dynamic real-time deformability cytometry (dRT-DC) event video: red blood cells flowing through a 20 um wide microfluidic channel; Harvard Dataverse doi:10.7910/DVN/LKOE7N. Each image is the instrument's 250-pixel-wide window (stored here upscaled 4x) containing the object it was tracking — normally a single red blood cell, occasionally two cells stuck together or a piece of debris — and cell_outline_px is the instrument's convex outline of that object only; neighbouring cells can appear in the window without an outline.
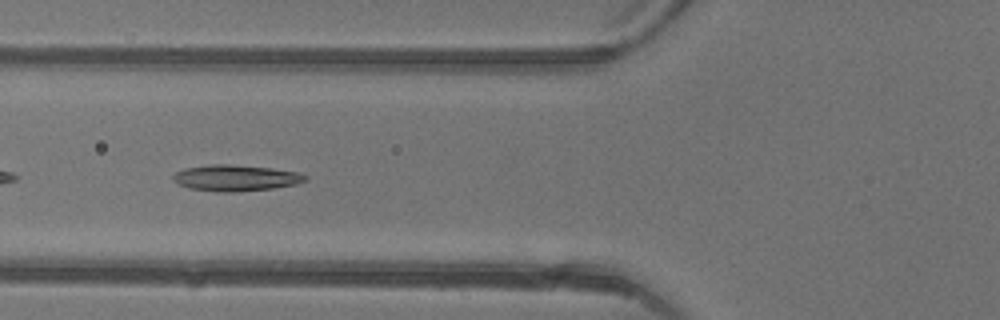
{"species": "common noctule bat (a hibernating species)", "species_latin": "Nyctalus noctula", "temperature_condition": "warm", "stored_images_in_passage": 35, "camera_frame_rate_fps": 3000, "um_per_image_px": 0.085, "animal": {"sex": "female"}, "frame": {"image": 1, "passage_image": 6, "time_ms": 1.667, "image_size_px": [1000, 320], "cell_outline_px": [[308, 180], [296, 184], [272, 188], [236, 192], [216, 192], [188, 188], [172, 180], [172, 176], [176, 172], [184, 168], [212, 164], [228, 164], [272, 168], [300, 172], [308, 176]], "centroid_in_image_um": [20.05, 15.12], "position_along_channel_um": 105.8, "area_um2": 20.29}}
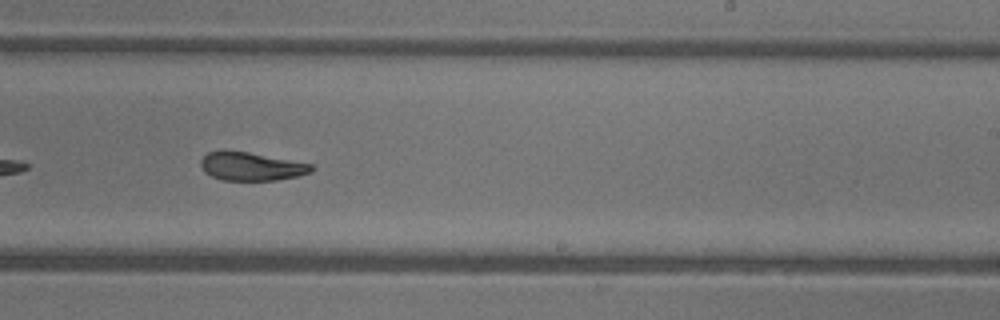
{"frame": {"image": 2, "passage_image": 17, "time_ms": 5.333, "image_size_px": [1000, 320], "cell_outline_px": [[316, 168], [312, 172], [296, 176], [276, 180], [224, 180], [212, 176], [204, 172], [200, 164], [200, 160], [208, 152], [224, 148], [248, 152], [312, 164]], "centroid_in_image_um": [21.32, 14.12], "position_along_channel_um": 267.7, "area_um2": 18.5}}
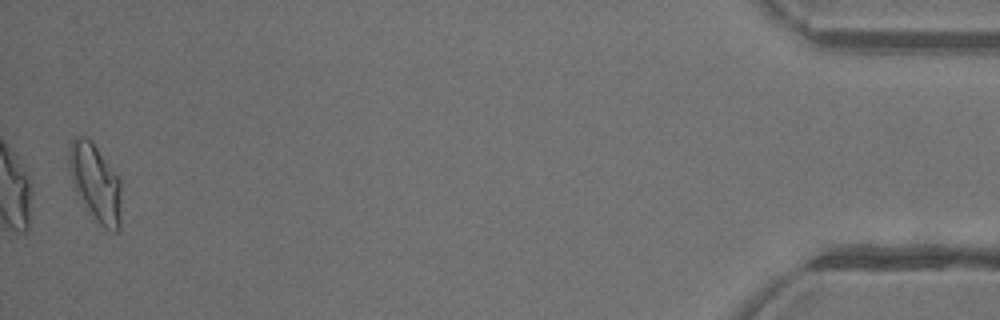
{"frame": {"image": 3, "passage_image": 34, "time_ms": 11.0, "image_size_px": [1000, 320], "cell_outline_px": [[120, 228], [116, 232], [112, 232], [96, 224], [92, 220], [76, 192], [72, 180], [68, 164], [68, 156], [72, 136], [84, 136], [92, 140], [120, 180]], "centroid_in_image_um": [8.09, 15.56], "position_along_channel_um": 427.1, "area_um2": 23.93}, "authors_computed_cell_mechanics": {"area_um2": 19.5364, "velocity_mm_per_s": 4.416, "shape_relaxation_time_tau1_ms": 7.514, "shape_relaxation_time_tau2_ms": 2.024, "deformation_change_tau1": 0.2492, "deformation_change_tau2": 0.0888}}